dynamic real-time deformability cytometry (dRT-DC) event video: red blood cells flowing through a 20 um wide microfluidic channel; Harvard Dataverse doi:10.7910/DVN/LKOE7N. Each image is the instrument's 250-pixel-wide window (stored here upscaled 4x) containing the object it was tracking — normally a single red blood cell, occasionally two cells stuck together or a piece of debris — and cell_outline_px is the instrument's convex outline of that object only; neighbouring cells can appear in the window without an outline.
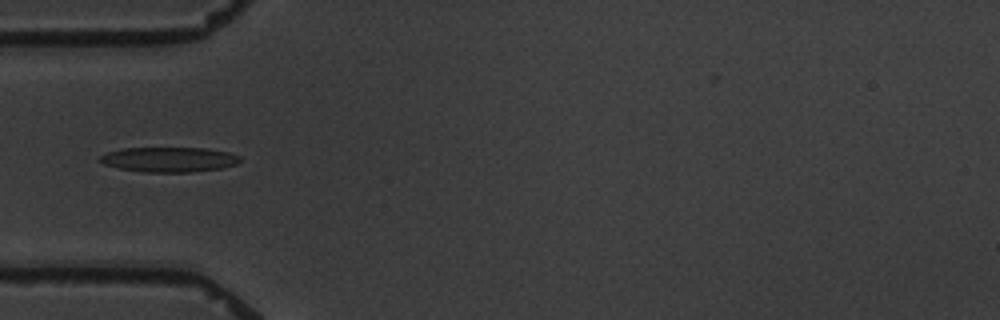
{"species": "common noctule bat (a hibernating species)", "species_latin": "Nyctalus noctula", "temperature_condition": "warm", "stored_images_in_passage": 14, "camera_frame_rate_fps": 3000, "um_per_image_px": 0.085, "animal": {"sex": "male", "body_mass_g": 19.5, "forearm_length_mm": 54.6}, "frame": {"image": 1, "passage_image": 4, "time_ms": 4.333, "image_size_px": [1000, 320], "cell_outline_px": [[240, 160], [236, 164], [224, 168], [192, 172], [144, 172], [120, 168], [104, 164], [100, 160], [100, 156], [108, 152], [124, 148], [208, 148], [228, 152], [240, 156]], "centroid_in_image_um": [14.41, 13.56], "position_along_channel_um": 70.6, "area_um2": 20.29}}
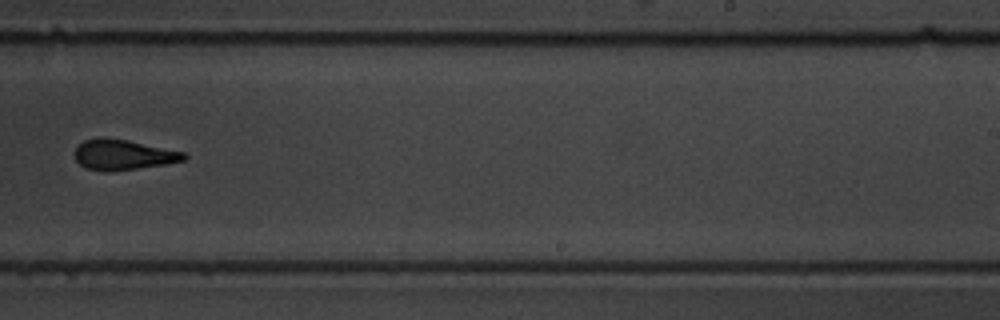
{"frame": {"image": 2, "passage_image": 9, "time_ms": 10.333, "image_size_px": [1000, 320], "cell_outline_px": [[188, 156], [184, 160], [168, 164], [112, 172], [104, 172], [88, 168], [80, 164], [76, 160], [72, 152], [84, 140], [104, 136], [128, 140], [184, 152]], "centroid_in_image_um": [10.45, 13.15], "position_along_channel_um": 278.5, "area_um2": 19.59}}
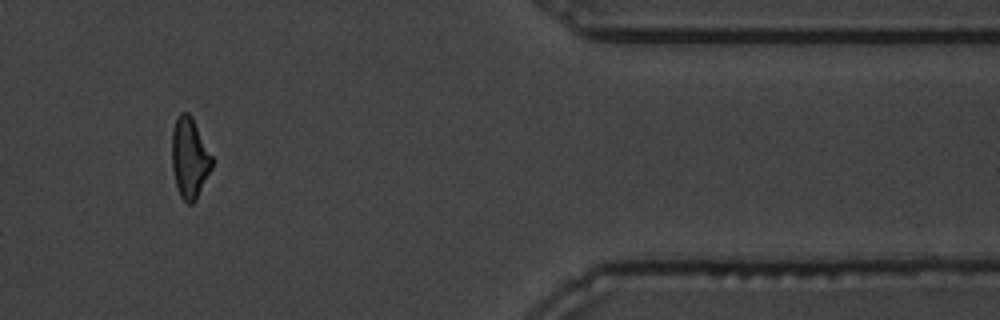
{"frame": {"image": 3, "passage_image": 12, "time_ms": 14.667, "image_size_px": [1000, 320], "cell_outline_px": [[212, 168], [196, 200], [192, 204], [188, 204], [180, 196], [176, 184], [172, 168], [172, 132], [176, 116], [180, 112], [188, 112], [192, 116], [212, 156]], "centroid_in_image_um": [16.11, 13.41], "position_along_channel_um": 395.3, "area_um2": 18.84}, "authors_computed_cell_mechanics": {"area_um2": 19.7676, "velocity_mm_per_s": 3.4655, "shape_relaxation_time_tau1_ms": 6.8405, "shape_relaxation_time_tau2_ms": 4.029, "deformation_change_tau1": 0.2113, "deformation_change_tau2": 0.1203}}